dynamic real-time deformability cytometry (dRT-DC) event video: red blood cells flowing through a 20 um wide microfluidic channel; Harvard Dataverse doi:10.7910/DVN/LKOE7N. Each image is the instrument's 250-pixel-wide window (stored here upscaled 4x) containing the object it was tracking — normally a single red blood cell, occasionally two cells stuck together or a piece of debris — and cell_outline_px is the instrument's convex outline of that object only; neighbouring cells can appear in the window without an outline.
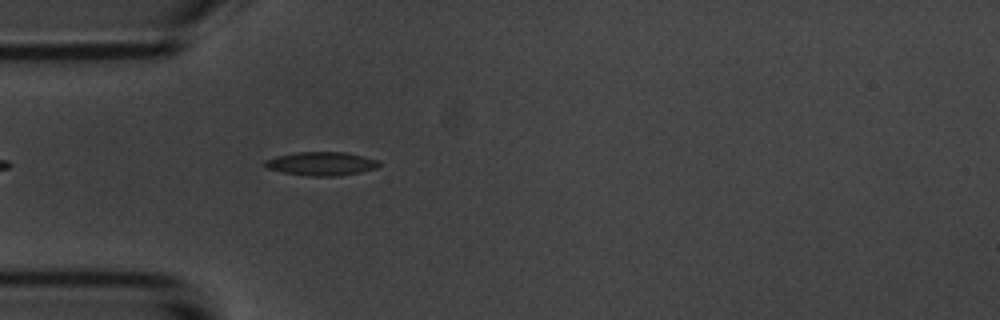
{"species": "common noctule bat (a hibernating species)", "species_latin": "Nyctalus noctula", "temperature_condition": "room temperature", "stored_images_in_passage": 3, "camera_frame_rate_fps": 3000, "um_per_image_px": 0.085, "animal": {"sex": "male", "body_mass_g": 20.1, "forearm_length_mm": 53.5}, "frame": {"image": 1, "passage_image": 3, "time_ms": 2.333, "image_size_px": [1000, 320], "cell_outline_px": [[380, 164], [376, 168], [360, 172], [336, 176], [308, 176], [284, 172], [268, 168], [260, 164], [264, 160], [276, 156], [296, 152], [344, 152], [364, 156], [380, 160]], "centroid_in_image_um": [27.3, 13.9], "position_along_channel_um": 57.7, "area_um2": 15.78}}